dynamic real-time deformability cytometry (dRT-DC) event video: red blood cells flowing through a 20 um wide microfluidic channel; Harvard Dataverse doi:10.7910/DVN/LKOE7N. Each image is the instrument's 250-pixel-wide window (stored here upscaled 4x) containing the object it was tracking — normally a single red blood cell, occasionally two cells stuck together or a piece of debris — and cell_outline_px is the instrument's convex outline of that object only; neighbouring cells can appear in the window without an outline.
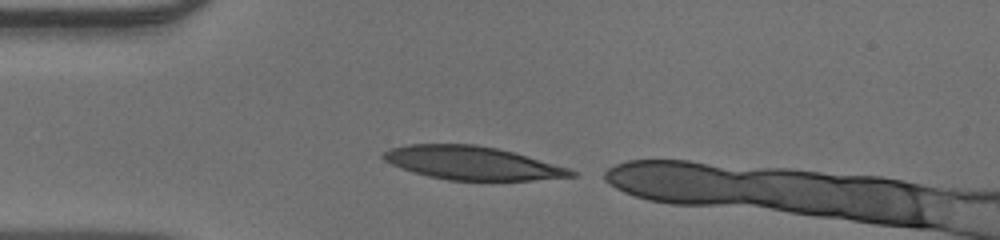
{"species": "human", "species_latin": "Homo sapiens", "temperature_condition": "warm", "stored_images_in_passage": 29, "camera_frame_rate_fps": 3000, "um_per_image_px": 0.085, "donor": {"sex": "male"}, "frame": {"image": 1, "passage_image": 1, "time_ms": 0.0, "image_size_px": [1000, 240], "cell_outline_px": [[576, 176], [532, 180], [448, 180], [428, 176], [412, 172], [392, 164], [384, 160], [380, 156], [388, 148], [408, 144], [476, 144], [496, 148], [512, 152], [568, 168], [576, 172]], "centroid_in_image_um": [40.07, 13.85], "position_along_channel_um": 44.9, "area_um2": 36.24}}
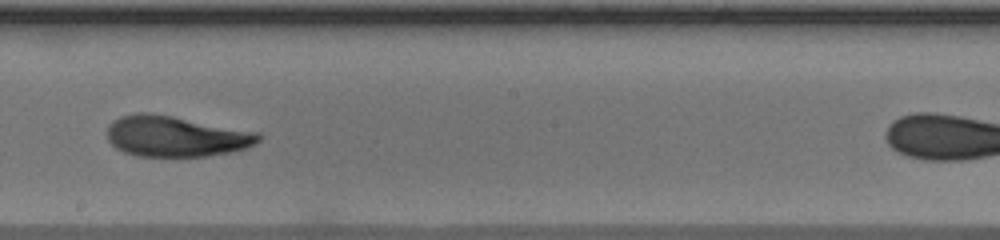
{"frame": {"image": 2, "passage_image": 16, "time_ms": 5.0, "image_size_px": [1000, 240], "cell_outline_px": [[260, 140], [256, 144], [248, 148], [208, 156], [136, 156], [124, 152], [116, 148], [108, 140], [108, 124], [112, 120], [120, 116], [136, 112], [148, 112], [172, 116], [260, 132]], "centroid_in_image_um": [14.94, 11.58], "position_along_channel_um": 233.3, "area_um2": 36.13}}
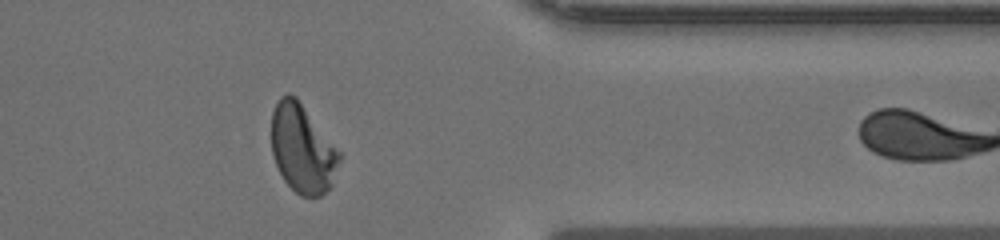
{"frame": {"image": 3, "passage_image": 28, "time_ms": 9.0, "image_size_px": [1000, 240], "cell_outline_px": [[340, 160], [332, 184], [320, 196], [300, 196], [284, 180], [276, 164], [272, 152], [272, 112], [280, 96], [288, 92], [296, 96], [340, 152]], "centroid_in_image_um": [25.7, 12.62], "position_along_channel_um": 385.7, "area_um2": 34.68}}